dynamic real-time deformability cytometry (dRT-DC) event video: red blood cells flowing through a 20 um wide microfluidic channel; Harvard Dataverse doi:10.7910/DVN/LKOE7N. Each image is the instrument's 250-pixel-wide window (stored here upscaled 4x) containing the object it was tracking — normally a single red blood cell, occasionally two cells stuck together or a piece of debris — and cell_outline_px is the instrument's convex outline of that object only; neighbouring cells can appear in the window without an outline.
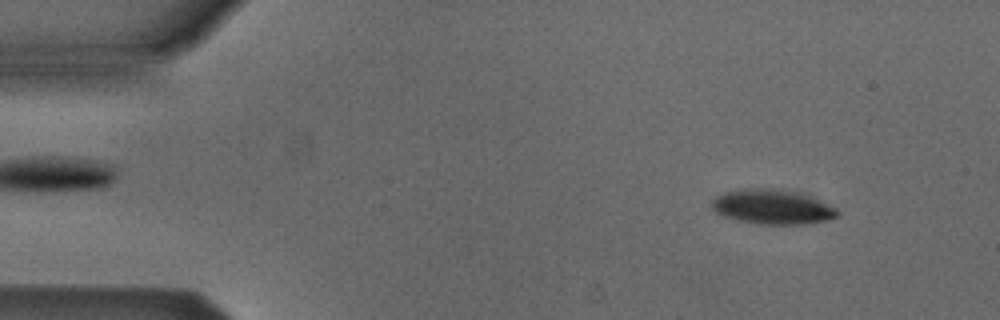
{"species": "Egyptian fruit bat (a non-hibernating species)", "species_latin": "Rousettus aegyptiacus", "temperature_condition": "cold", "stored_images_in_passage": 52, "camera_frame_rate_fps": 3000, "um_per_image_px": 0.085, "animal": {"sex": "male"}, "frame": {"image": 1, "passage_image": 5, "time_ms": 1.333, "image_size_px": [1000, 320], "cell_outline_px": [[840, 216], [828, 220], [804, 224], [760, 224], [740, 220], [724, 216], [716, 212], [712, 208], [712, 200], [716, 196], [724, 192], [748, 188], [772, 188], [800, 192], [836, 208], [840, 212]], "centroid_in_image_um": [65.68, 17.58], "position_along_channel_um": 19.3, "area_um2": 25.32}}
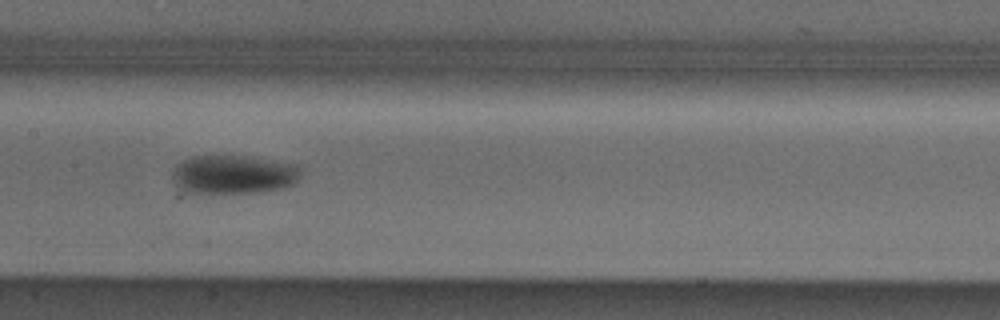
{"frame": {"image": 2, "passage_image": 25, "time_ms": 8.0, "image_size_px": [1000, 320], "cell_outline_px": [[304, 168], [300, 176], [292, 184], [284, 188], [260, 192], [188, 192], [180, 188], [172, 180], [172, 172], [176, 164], [192, 156], [244, 156], [296, 164]], "centroid_in_image_um": [19.87, 14.82], "position_along_channel_um": 187.5, "area_um2": 28.9}}
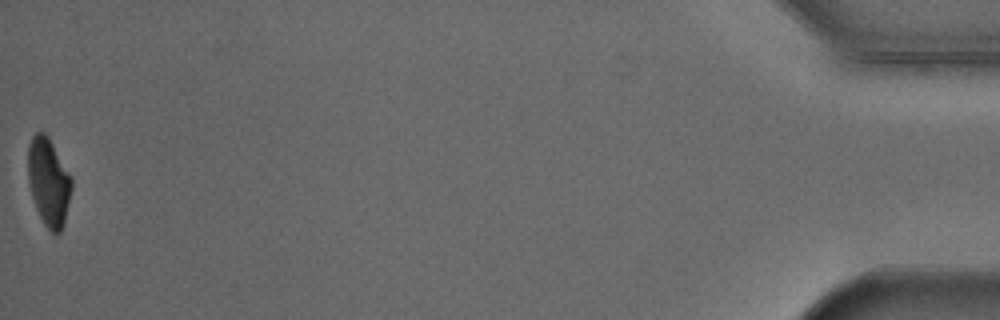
{"frame": {"image": 3, "passage_image": 52, "time_ms": 17.0, "image_size_px": [1000, 320], "cell_outline_px": [[72, 188], [64, 224], [60, 232], [56, 236], [44, 224], [36, 208], [32, 196], [28, 180], [28, 144], [32, 136], [36, 132], [44, 132], [48, 136], [72, 176]], "centroid_in_image_um": [4.14, 15.46], "position_along_channel_um": 431.1, "area_um2": 22.48}, "authors_computed_cell_mechanics": {"area_um2": 25.8655, "velocity_mm_per_s": 3.851, "shape_relaxation_time_tau1_ms": 2.6322, "shape_relaxation_time_tau2_ms": null, "deformation_change_tau1": 0.1185, "deformation_change_tau2": null}}